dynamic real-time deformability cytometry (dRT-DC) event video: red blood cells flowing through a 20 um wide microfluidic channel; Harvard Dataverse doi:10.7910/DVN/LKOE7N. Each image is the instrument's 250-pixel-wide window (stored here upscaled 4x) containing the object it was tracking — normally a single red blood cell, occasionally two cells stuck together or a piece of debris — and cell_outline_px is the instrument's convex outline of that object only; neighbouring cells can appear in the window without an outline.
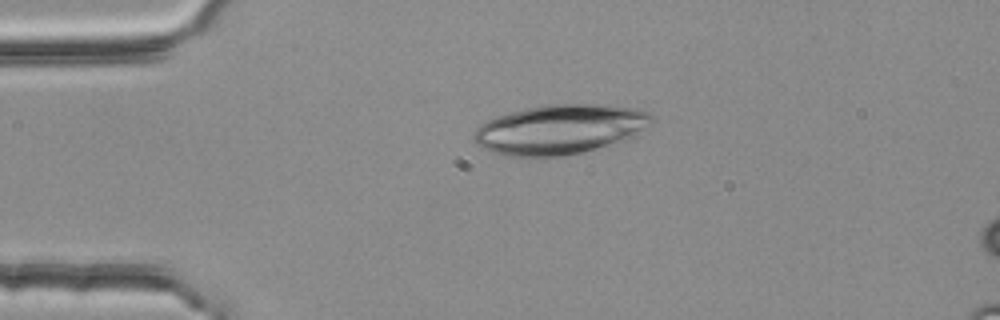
{"species": "common noctule bat (a hibernating species)", "species_latin": "Nyctalus noctula", "temperature_condition": "room temperature", "stored_images_in_passage": 1, "camera_frame_rate_fps": 3000, "um_per_image_px": 0.085, "animal": {"sex": "female", "body_mass_g": 25.1}, "frame": {"image": 1, "passage_image": 1, "time_ms": 0.0, "image_size_px": [1000, 320], "cell_outline_px": [[656, 120], [632, 136], [624, 140], [584, 152], [560, 156], [500, 156], [476, 144], [472, 136], [476, 128], [480, 124], [488, 120], [524, 108], [544, 104], [600, 104], [636, 108], [652, 112], [656, 116]], "centroid_in_image_um": [47.61, 10.98], "position_along_channel_um": 37.4, "area_um2": 51.62}}